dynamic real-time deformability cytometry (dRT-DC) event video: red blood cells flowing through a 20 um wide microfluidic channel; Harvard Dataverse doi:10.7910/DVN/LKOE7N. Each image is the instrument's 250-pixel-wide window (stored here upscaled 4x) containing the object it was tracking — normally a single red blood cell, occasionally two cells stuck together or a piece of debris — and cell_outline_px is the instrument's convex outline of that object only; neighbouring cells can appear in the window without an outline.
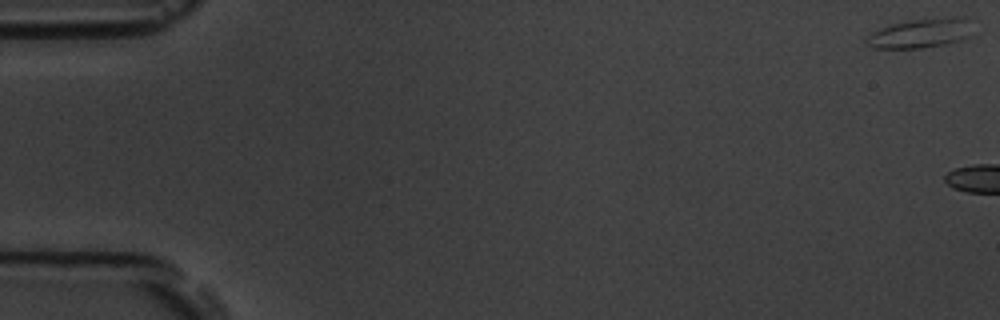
{"species": "common noctule bat (a hibernating species)", "species_latin": "Nyctalus noctula", "temperature_condition": "room temperature", "stored_images_in_passage": 5, "camera_frame_rate_fps": 3000, "um_per_image_px": 0.085, "animal": {"sex": "male", "body_mass_g": 19.5, "forearm_length_mm": 54.6}, "frame": {"image": 1, "passage_image": 1, "time_ms": 0.0, "image_size_px": [1000, 320], "cell_outline_px": [[972, 36], [960, 40], [944, 44], [920, 48], [872, 48], [864, 44], [864, 40], [872, 32], [892, 24], [912, 20], [948, 16], [964, 16]], "centroid_in_image_um": [78.21, 2.83], "position_along_channel_um": 6.8, "area_um2": 18.09}}